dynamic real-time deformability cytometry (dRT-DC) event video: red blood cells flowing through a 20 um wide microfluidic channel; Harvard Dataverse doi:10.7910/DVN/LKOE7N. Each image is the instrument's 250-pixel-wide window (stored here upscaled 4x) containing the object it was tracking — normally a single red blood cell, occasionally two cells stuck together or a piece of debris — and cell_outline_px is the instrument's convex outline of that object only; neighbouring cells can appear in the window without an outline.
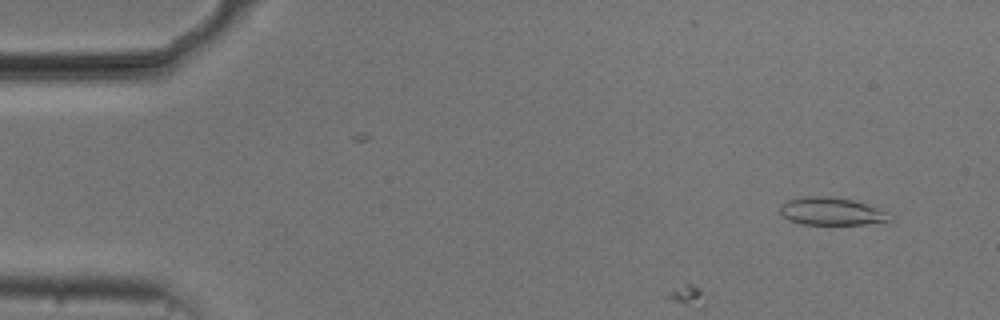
{"species": "common noctule bat (a hibernating species)", "species_latin": "Nyctalus noctula", "temperature_condition": "cold", "stored_images_in_passage": 15, "camera_frame_rate_fps": 3000, "um_per_image_px": 0.085, "animal": {"sex": "male", "body_mass_g": 20.5, "forearm_length_mm": 52.5}, "frame": {"image": 1, "passage_image": 3, "time_ms": 0.667, "image_size_px": [1000, 320], "cell_outline_px": [[892, 220], [864, 224], [800, 224], [788, 220], [780, 212], [780, 204], [784, 200], [800, 196], [828, 196], [852, 200], [876, 208], [892, 216]], "centroid_in_image_um": [70.57, 17.95], "position_along_channel_um": 14.4, "area_um2": 17.63}}